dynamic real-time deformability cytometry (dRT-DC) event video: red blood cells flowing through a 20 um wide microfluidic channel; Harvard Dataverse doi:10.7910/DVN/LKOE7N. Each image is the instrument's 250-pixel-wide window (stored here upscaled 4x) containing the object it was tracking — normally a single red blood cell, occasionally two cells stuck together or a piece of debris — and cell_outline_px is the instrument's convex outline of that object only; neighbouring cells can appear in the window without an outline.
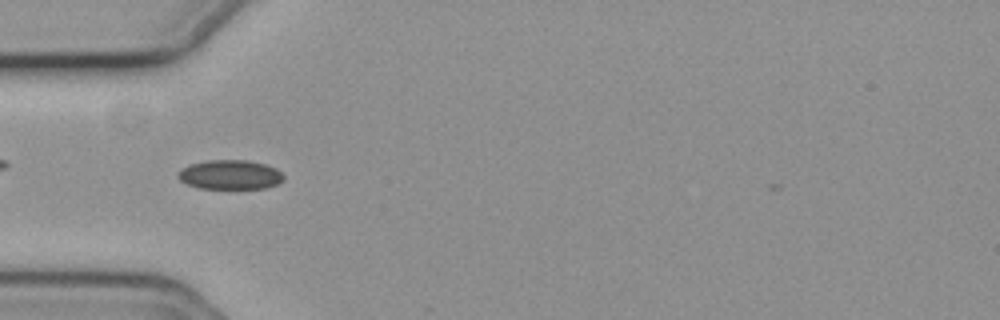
{"species": "common noctule bat (a hibernating species)", "species_latin": "Nyctalus noctula", "temperature_condition": "cold", "stored_images_in_passage": 5, "camera_frame_rate_fps": 3000, "um_per_image_px": 0.085, "animal": {"sex": "female", "body_mass_g": 19.3, "forearm_length_mm": 54.1}, "frame": {"image": 1, "passage_image": 3, "time_ms": 0.667, "image_size_px": [1000, 320], "cell_outline_px": [[284, 180], [276, 184], [264, 188], [200, 188], [188, 184], [180, 180], [176, 176], [180, 168], [188, 164], [208, 160], [248, 160], [264, 164], [276, 168], [284, 176]], "centroid_in_image_um": [19.52, 14.84], "position_along_channel_um": 65.5, "area_um2": 18.09}}